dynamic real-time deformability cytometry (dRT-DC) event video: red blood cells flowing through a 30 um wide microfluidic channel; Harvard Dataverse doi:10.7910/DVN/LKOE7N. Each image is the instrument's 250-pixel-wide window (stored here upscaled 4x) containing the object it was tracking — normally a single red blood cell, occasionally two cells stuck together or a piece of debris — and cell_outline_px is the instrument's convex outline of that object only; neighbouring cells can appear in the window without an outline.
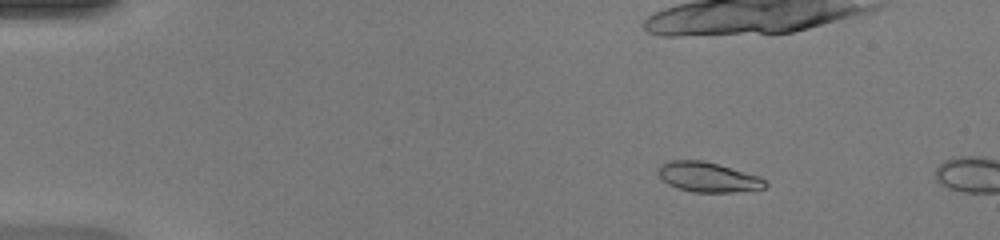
{"species": "common noctule bat (a hibernating species)", "species_latin": "Nyctalus noctula", "temperature_condition": "warm", "stored_images_in_passage": 12, "camera_frame_rate_fps": 3000, "um_per_image_px": 0.085, "animal": {"sex": "female", "body_mass_g": 20.0, "forearm_length_mm": 54.0}, "frame": {"image": 1, "passage_image": 9, "time_ms": 2.667, "image_size_px": [1000, 240], "cell_outline_px": [[768, 184], [764, 188], [732, 192], [692, 192], [676, 188], [668, 184], [656, 172], [656, 168], [660, 164], [668, 160], [704, 160], [760, 176]], "centroid_in_image_um": [60.13, 15.04], "position_along_channel_um": 24.9, "area_um2": 18.79}}